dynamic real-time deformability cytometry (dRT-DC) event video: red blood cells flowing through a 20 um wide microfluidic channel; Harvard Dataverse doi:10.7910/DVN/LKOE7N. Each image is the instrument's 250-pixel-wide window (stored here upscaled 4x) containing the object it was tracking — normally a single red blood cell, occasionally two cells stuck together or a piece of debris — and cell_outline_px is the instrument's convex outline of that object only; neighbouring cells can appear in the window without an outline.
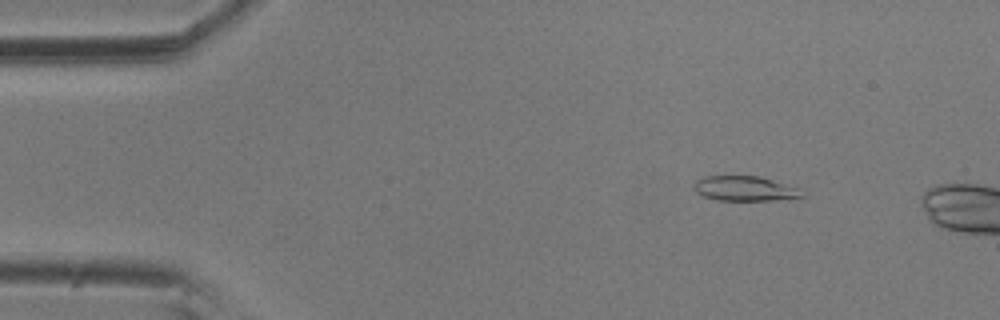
{"species": "common noctule bat (a hibernating species)", "species_latin": "Nyctalus noctula", "temperature_condition": "room temperature", "stored_images_in_passage": 3, "camera_frame_rate_fps": 3000, "um_per_image_px": 0.085, "animal": {"sex": "male", "body_mass_g": 20.5, "forearm_length_mm": 52.5}, "frame": {"image": 1, "passage_image": 1, "time_ms": 0.0, "image_size_px": [1000, 320], "cell_outline_px": [[804, 196], [788, 200], [716, 200], [704, 196], [696, 192], [692, 188], [692, 184], [696, 180], [704, 176], [756, 176], [772, 180], [800, 188]], "centroid_in_image_um": [63.3, 16.03], "position_along_channel_um": 21.7, "area_um2": 15.78}}